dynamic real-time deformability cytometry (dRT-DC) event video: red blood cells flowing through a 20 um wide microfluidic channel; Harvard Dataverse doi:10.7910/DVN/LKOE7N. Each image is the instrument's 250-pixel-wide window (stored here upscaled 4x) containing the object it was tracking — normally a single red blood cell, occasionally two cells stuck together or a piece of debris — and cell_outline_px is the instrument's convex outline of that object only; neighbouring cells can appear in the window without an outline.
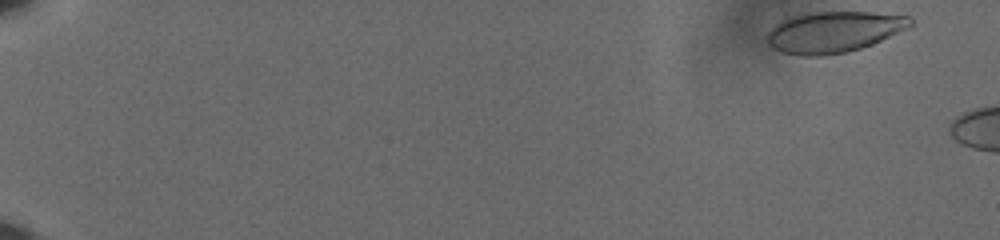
{"species": "human", "species_latin": "Homo sapiens", "temperature_condition": "cold", "stored_images_in_passage": 7, "camera_frame_rate_fps": 3000, "um_per_image_px": 0.085, "donor": {"sex": "male"}, "frame": {"image": 1, "passage_image": 1, "time_ms": 0.0, "image_size_px": [1000, 240], "cell_outline_px": [[912, 24], [908, 28], [872, 44], [860, 48], [844, 52], [820, 56], [800, 56], [780, 52], [772, 48], [768, 44], [768, 32], [780, 20], [792, 16], [812, 12], [872, 12], [908, 16], [912, 20]], "centroid_in_image_um": [70.84, 2.71], "position_along_channel_um": 14.2, "area_um2": 34.16}}